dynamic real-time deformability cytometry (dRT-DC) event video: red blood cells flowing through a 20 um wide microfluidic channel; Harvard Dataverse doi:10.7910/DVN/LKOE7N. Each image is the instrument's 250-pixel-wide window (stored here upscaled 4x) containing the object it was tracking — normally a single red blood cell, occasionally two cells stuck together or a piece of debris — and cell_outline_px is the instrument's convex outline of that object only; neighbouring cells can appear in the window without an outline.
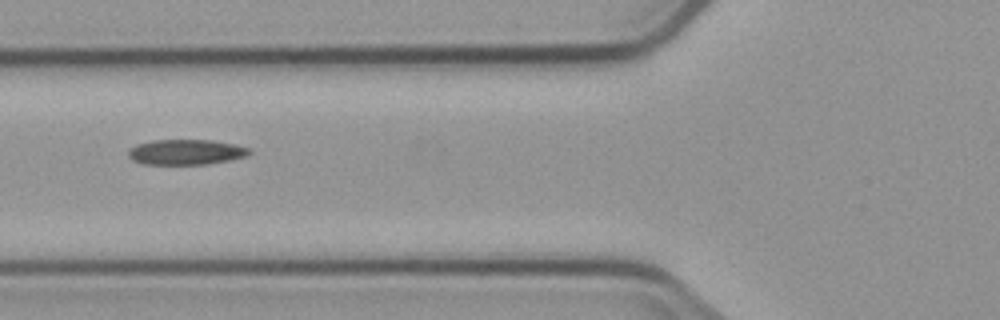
{"species": "common noctule bat (a hibernating species)", "species_latin": "Nyctalus noctula", "temperature_condition": "cold", "stored_images_in_passage": 5, "camera_frame_rate_fps": 3000, "um_per_image_px": 0.085, "animal": {"sex": "male", "body_mass_g": 23.1, "forearm_length_mm": 52.7}, "frame": {"image": 1, "passage_image": 3, "time_ms": 3.333, "image_size_px": [1000, 320], "cell_outline_px": [[252, 152], [248, 156], [208, 164], [144, 164], [132, 160], [128, 156], [128, 152], [136, 144], [152, 140], [212, 140], [232, 144], [248, 148]], "centroid_in_image_um": [15.8, 12.93], "position_along_channel_um": 110.0, "area_um2": 17.74}}
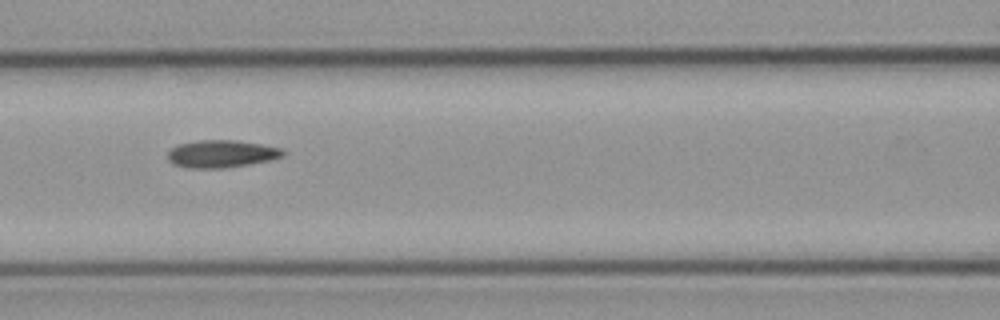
{"frame": {"image": 2, "passage_image": 4, "time_ms": 4.333, "image_size_px": [1000, 320], "cell_outline_px": [[284, 156], [272, 160], [248, 164], [220, 168], [188, 168], [172, 164], [168, 160], [168, 152], [172, 148], [180, 144], [200, 140], [236, 140], [284, 148]], "centroid_in_image_um": [18.84, 13.07], "position_along_channel_um": 147.8, "area_um2": 18.44}}
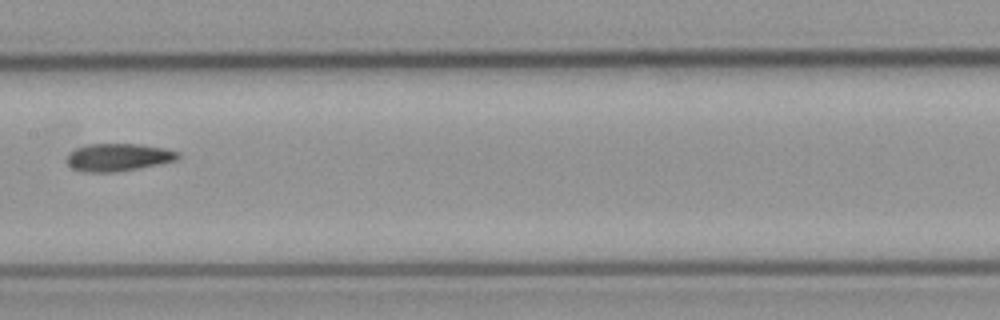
{"frame": {"image": 3, "passage_image": 5, "time_ms": 5.667, "image_size_px": [1000, 320], "cell_outline_px": [[180, 156], [176, 160], [160, 164], [116, 172], [84, 172], [72, 168], [64, 160], [68, 152], [76, 148], [88, 144], [140, 144], [164, 148], [180, 152]], "centroid_in_image_um": [10.01, 13.37], "position_along_channel_um": 197.4, "area_um2": 18.09}}